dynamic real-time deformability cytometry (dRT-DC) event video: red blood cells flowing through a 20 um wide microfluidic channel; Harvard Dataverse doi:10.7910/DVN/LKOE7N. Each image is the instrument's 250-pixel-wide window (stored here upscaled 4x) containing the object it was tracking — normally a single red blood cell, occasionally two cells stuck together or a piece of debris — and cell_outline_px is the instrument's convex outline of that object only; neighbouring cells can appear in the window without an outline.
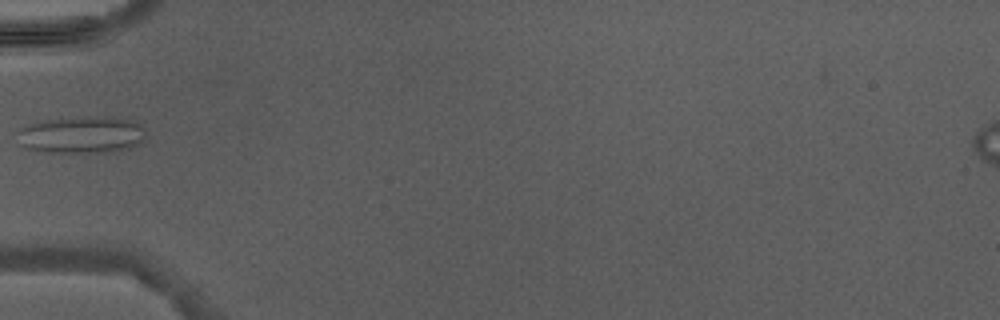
{"species": "Egyptian fruit bat (a non-hibernating species)", "species_latin": "Rousettus aegyptiacus", "temperature_condition": "warm", "stored_images_in_passage": 2, "camera_frame_rate_fps": 3000, "um_per_image_px": 0.085, "animal": {"sex": "male"}, "frame": {"image": 1, "passage_image": 2, "time_ms": 2.0, "image_size_px": [1000, 320], "cell_outline_px": [[144, 140], [140, 144], [128, 148], [104, 152], [44, 152], [28, 148], [20, 144], [12, 132], [28, 124], [44, 120], [132, 120], [140, 124], [144, 128]], "centroid_in_image_um": [6.84, 11.52], "position_along_channel_um": 78.2, "area_um2": 26.53}}